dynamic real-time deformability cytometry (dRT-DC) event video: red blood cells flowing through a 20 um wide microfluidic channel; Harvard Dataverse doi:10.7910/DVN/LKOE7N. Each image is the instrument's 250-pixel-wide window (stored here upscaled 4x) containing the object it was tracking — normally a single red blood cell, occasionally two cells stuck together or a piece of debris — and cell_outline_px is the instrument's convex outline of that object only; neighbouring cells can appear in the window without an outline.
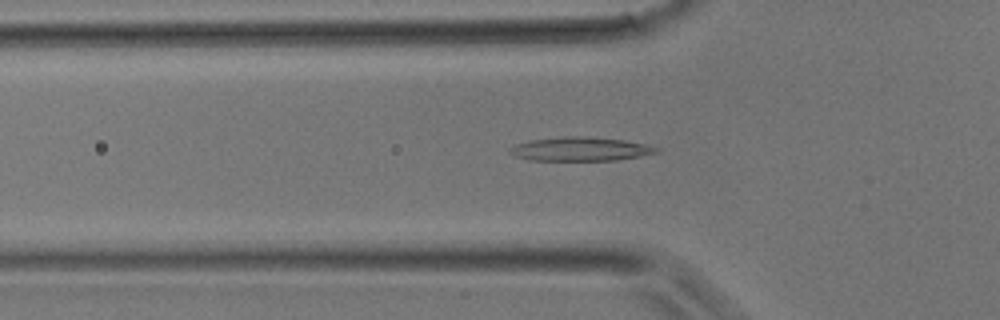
{"species": "common noctule bat (a hibernating species)", "species_latin": "Nyctalus noctula", "temperature_condition": "room temperature", "stored_images_in_passage": 32, "camera_frame_rate_fps": 3000, "um_per_image_px": 0.085, "animal": {"sex": "male", "body_mass_g": 17.9}, "frame": {"image": 1, "passage_image": 5, "time_ms": 1.333, "image_size_px": [1000, 320], "cell_outline_px": [[660, 152], [640, 156], [616, 160], [528, 160], [516, 156], [508, 148], [516, 144], [532, 140], [568, 136], [588, 136], [624, 140], [644, 144], [660, 148]], "centroid_in_image_um": [49.37, 12.67], "position_along_channel_um": 76.4, "area_um2": 20.17}}
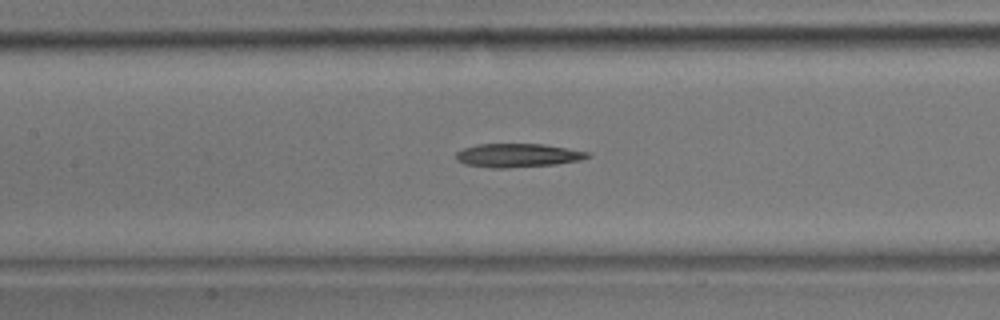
{"frame": {"image": 2, "passage_image": 10, "time_ms": 3.0, "image_size_px": [1000, 320], "cell_outline_px": [[592, 156], [580, 160], [556, 164], [508, 168], [492, 168], [464, 164], [456, 160], [456, 152], [464, 148], [476, 144], [544, 144], [588, 152]], "centroid_in_image_um": [43.98, 13.21], "position_along_channel_um": 163.4, "area_um2": 18.15}}
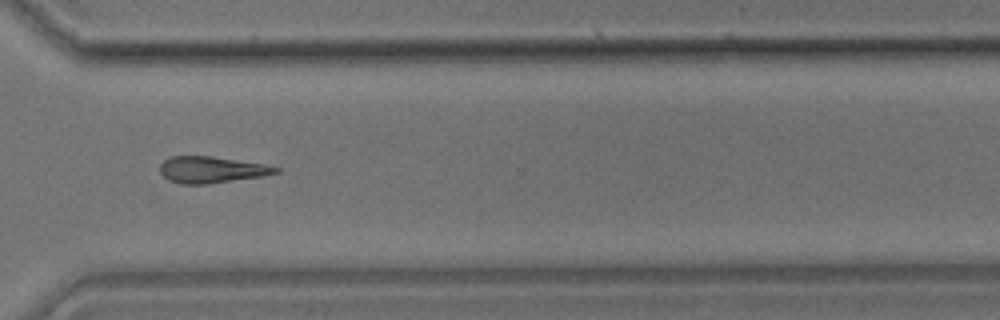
{"frame": {"image": 3, "passage_image": 21, "time_ms": 6.667, "image_size_px": [1000, 320], "cell_outline_px": [[280, 172], [260, 176], [204, 184], [180, 184], [168, 180], [160, 172], [160, 164], [164, 160], [172, 156], [208, 156], [264, 164], [280, 168]], "centroid_in_image_um": [17.93, 14.42], "position_along_channel_um": 352.7, "area_um2": 17.51}}